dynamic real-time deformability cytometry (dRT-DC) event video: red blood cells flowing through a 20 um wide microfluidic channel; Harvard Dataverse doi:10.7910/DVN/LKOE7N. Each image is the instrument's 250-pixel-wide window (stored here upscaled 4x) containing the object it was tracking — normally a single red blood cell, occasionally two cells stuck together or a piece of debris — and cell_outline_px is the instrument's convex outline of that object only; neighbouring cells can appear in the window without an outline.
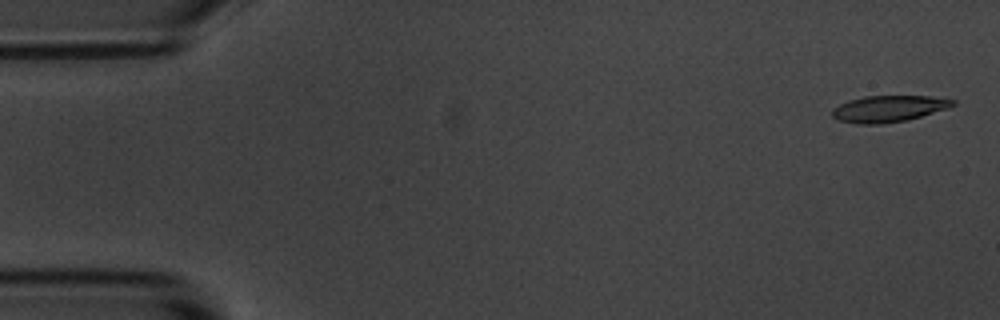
{"species": "common noctule bat (a hibernating species)", "species_latin": "Nyctalus noctula", "temperature_condition": "room temperature", "stored_images_in_passage": 55, "camera_frame_rate_fps": 3000, "um_per_image_px": 0.085, "animal": {"sex": "male", "body_mass_g": 20.1, "forearm_length_mm": 53.5}, "frame": {"image": 1, "passage_image": 2, "time_ms": 0.333, "image_size_px": [1000, 320], "cell_outline_px": [[956, 104], [948, 108], [908, 120], [880, 124], [856, 124], [840, 120], [832, 116], [832, 108], [848, 100], [864, 96], [932, 96], [956, 100]], "centroid_in_image_um": [75.54, 9.24], "position_along_channel_um": 9.5, "area_um2": 18.67}}
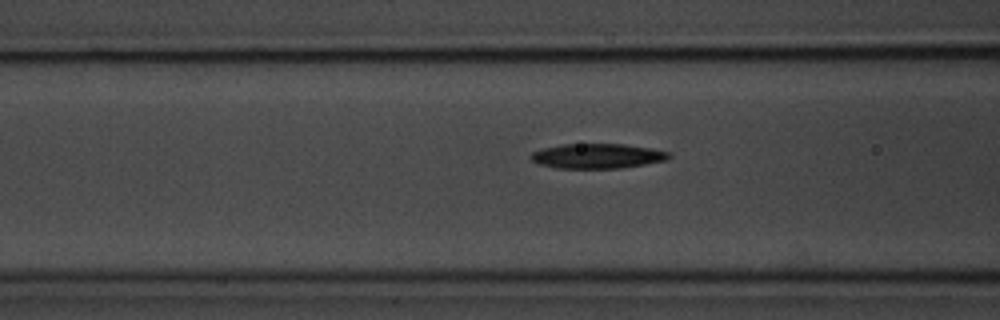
{"frame": {"image": 2, "passage_image": 21, "time_ms": 6.667, "image_size_px": [1000, 320], "cell_outline_px": [[672, 156], [668, 160], [620, 168], [556, 168], [540, 164], [532, 160], [528, 156], [532, 152], [544, 148], [564, 144], [624, 144], [648, 148], [668, 152]], "centroid_in_image_um": [50.76, 13.26], "position_along_channel_um": 115.8, "area_um2": 19.83}}
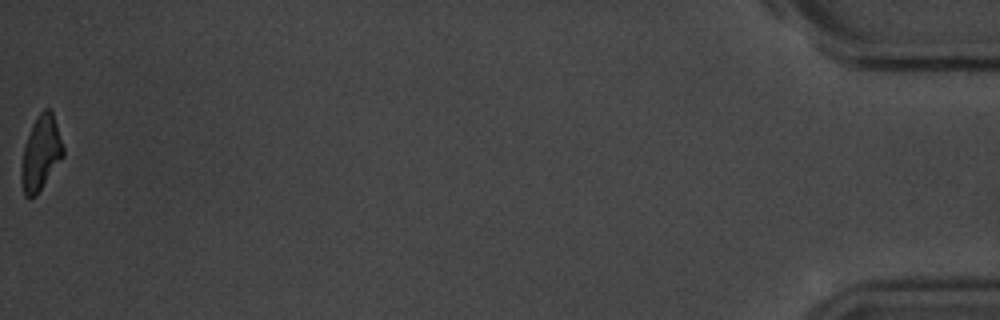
{"frame": {"image": 3, "passage_image": 55, "time_ms": 18.0, "image_size_px": [1000, 320], "cell_outline_px": [[64, 156], [36, 196], [24, 196], [20, 176], [20, 168], [24, 148], [32, 124], [40, 112], [44, 108], [48, 108], [52, 112], [64, 148]], "centroid_in_image_um": [3.46, 13.04], "position_along_channel_um": 431.7, "area_um2": 17.98}, "authors_computed_cell_mechanics": {"area_um2": 19.7098, "velocity_mm_per_s": 3.6662, "shape_relaxation_time_tau1_ms": 2.9306, "shape_relaxation_time_tau2_ms": null, "deformation_change_tau1": 0.1711, "deformation_change_tau2": null}}